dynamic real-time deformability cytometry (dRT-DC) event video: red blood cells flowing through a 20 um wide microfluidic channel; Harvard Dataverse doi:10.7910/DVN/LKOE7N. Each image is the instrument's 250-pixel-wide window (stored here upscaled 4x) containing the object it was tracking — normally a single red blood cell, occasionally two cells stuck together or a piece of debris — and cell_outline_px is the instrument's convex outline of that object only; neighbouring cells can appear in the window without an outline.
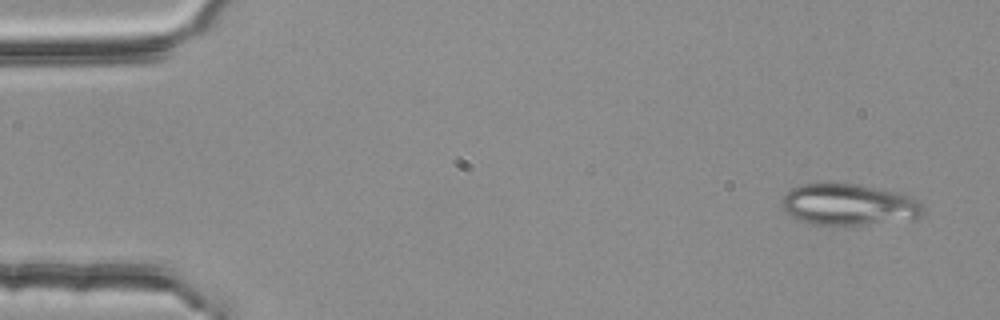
{"species": "common noctule bat (a hibernating species)", "species_latin": "Nyctalus noctula", "temperature_condition": "room temperature", "stored_images_in_passage": 52, "camera_frame_rate_fps": 3000, "um_per_image_px": 0.085, "animal": {"sex": "female", "body_mass_g": 25.1}, "frame": {"image": 1, "passage_image": 1, "time_ms": 0.0, "image_size_px": [1000, 320], "cell_outline_px": [[924, 216], [836, 228], [812, 224], [800, 220], [792, 216], [780, 204], [780, 200], [792, 188], [800, 184], [856, 184], [896, 192], [912, 196], [924, 208]], "centroid_in_image_um": [72.11, 17.42], "position_along_channel_um": 12.9, "area_um2": 34.1}}
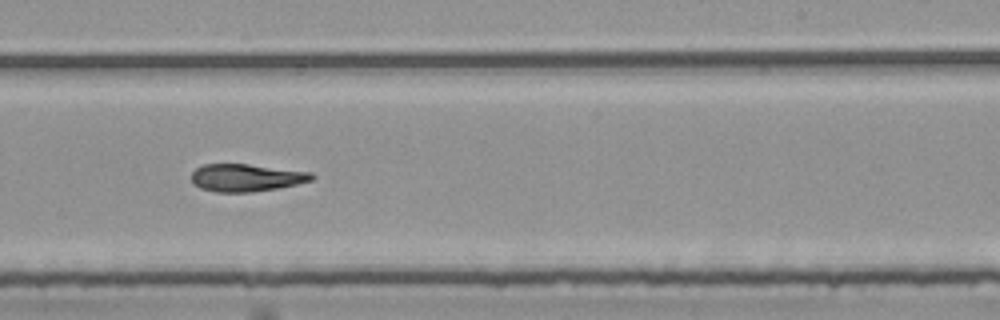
{"frame": {"image": 2, "passage_image": 31, "time_ms": 10.0, "image_size_px": [1000, 320], "cell_outline_px": [[316, 176], [312, 180], [296, 184], [276, 188], [248, 192], [216, 192], [200, 188], [192, 184], [192, 172], [196, 168], [204, 164], [248, 164], [312, 172]], "centroid_in_image_um": [20.91, 15.1], "position_along_channel_um": 268.1, "area_um2": 19.25}}
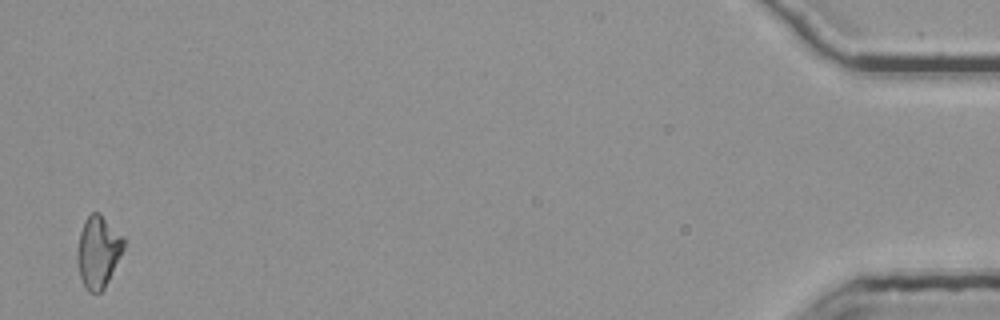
{"frame": {"image": 3, "passage_image": 51, "time_ms": 16.667, "image_size_px": [1000, 320], "cell_outline_px": [[124, 248], [104, 288], [100, 292], [88, 292], [80, 276], [76, 260], [76, 256], [80, 232], [84, 220], [92, 212], [100, 212], [124, 236]], "centroid_in_image_um": [8.34, 21.35], "position_along_channel_um": 426.9, "area_um2": 19.42}, "authors_computed_cell_mechanics": {"area_um2": 19.7387, "velocity_mm_per_s": 3.7858, "shape_relaxation_time_tau1_ms": null, "shape_relaxation_time_tau2_ms": 8.5173, "deformation_change_tau1": null, "deformation_change_tau2": 0.1802}}